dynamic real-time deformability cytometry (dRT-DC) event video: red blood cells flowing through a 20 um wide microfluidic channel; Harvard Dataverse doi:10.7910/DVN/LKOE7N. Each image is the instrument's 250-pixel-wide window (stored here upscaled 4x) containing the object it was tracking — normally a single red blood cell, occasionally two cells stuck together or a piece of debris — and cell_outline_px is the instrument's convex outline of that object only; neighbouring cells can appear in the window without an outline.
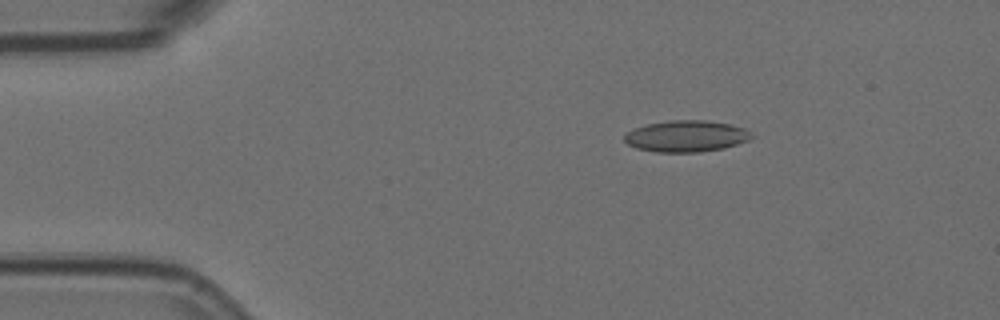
{"species": "Egyptian fruit bat (a non-hibernating species)", "species_latin": "Rousettus aegyptiacus", "temperature_condition": "room temperature", "stored_images_in_passage": 4, "camera_frame_rate_fps": 3000, "um_per_image_px": 0.085, "animal": {"sex": "female"}, "frame": {"image": 1, "passage_image": 2, "time_ms": 0.333, "image_size_px": [1000, 320], "cell_outline_px": [[756, 136], [748, 140], [724, 148], [700, 152], [656, 152], [636, 148], [628, 144], [624, 140], [624, 136], [628, 132], [636, 128], [648, 124], [672, 120], [708, 120], [732, 124], [744, 128]], "centroid_in_image_um": [58.37, 11.57], "position_along_channel_um": 26.6, "area_um2": 23.29}}
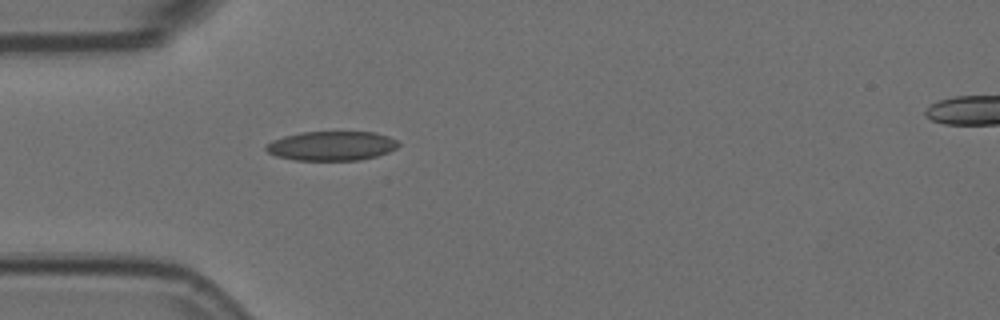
{"frame": {"image": 2, "passage_image": 4, "time_ms": 1.0, "image_size_px": [1000, 320], "cell_outline_px": [[400, 144], [396, 148], [388, 152], [376, 156], [360, 160], [296, 160], [276, 156], [268, 152], [264, 148], [272, 140], [284, 136], [300, 132], [376, 132], [388, 136], [396, 140]], "centroid_in_image_um": [28.19, 12.39], "position_along_channel_um": 56.8, "area_um2": 22.6}}